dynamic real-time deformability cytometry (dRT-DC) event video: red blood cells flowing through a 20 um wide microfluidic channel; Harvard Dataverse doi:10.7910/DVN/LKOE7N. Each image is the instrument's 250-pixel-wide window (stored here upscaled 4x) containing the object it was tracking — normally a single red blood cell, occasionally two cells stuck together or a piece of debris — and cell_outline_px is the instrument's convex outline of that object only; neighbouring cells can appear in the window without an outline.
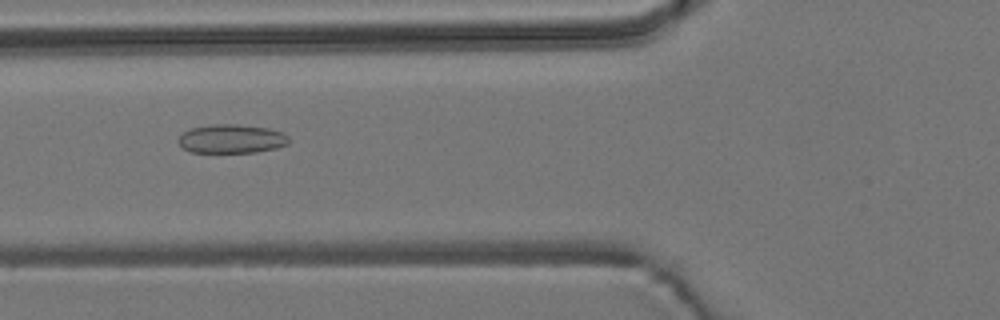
{"species": "common noctule bat (a hibernating species)", "species_latin": "Nyctalus noctula", "temperature_condition": "room temperature", "stored_images_in_passage": 33, "camera_frame_rate_fps": 3000, "um_per_image_px": 0.085, "animal": {"sex": "male", "body_mass_g": 19.2, "forearm_length_mm": 51.8}, "frame": {"image": 1, "passage_image": 7, "time_ms": 2.0, "image_size_px": [1000, 320], "cell_outline_px": [[288, 144], [276, 148], [256, 152], [188, 152], [176, 140], [184, 132], [192, 128], [212, 124], [236, 124], [268, 128], [284, 132], [288, 136]], "centroid_in_image_um": [19.69, 11.8], "position_along_channel_um": 106.1, "area_um2": 18.55}}
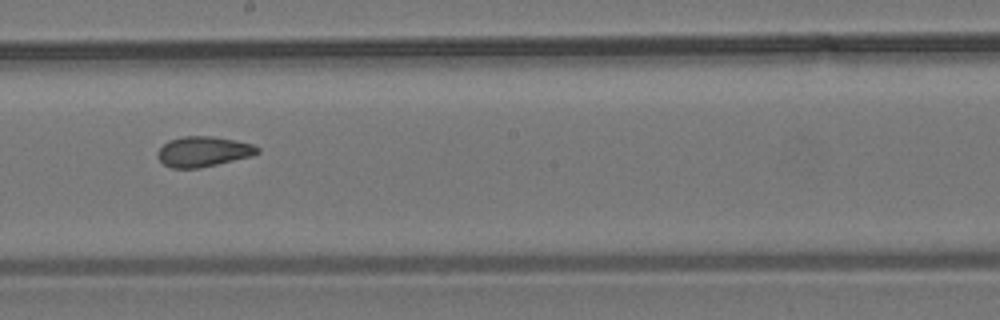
{"frame": {"image": 2, "passage_image": 17, "time_ms": 5.333, "image_size_px": [1000, 320], "cell_outline_px": [[260, 152], [252, 156], [200, 168], [172, 168], [164, 164], [160, 160], [156, 152], [168, 140], [184, 136], [212, 136], [252, 144], [260, 148]], "centroid_in_image_um": [17.28, 12.88], "position_along_channel_um": 230.9, "area_um2": 17.51}}
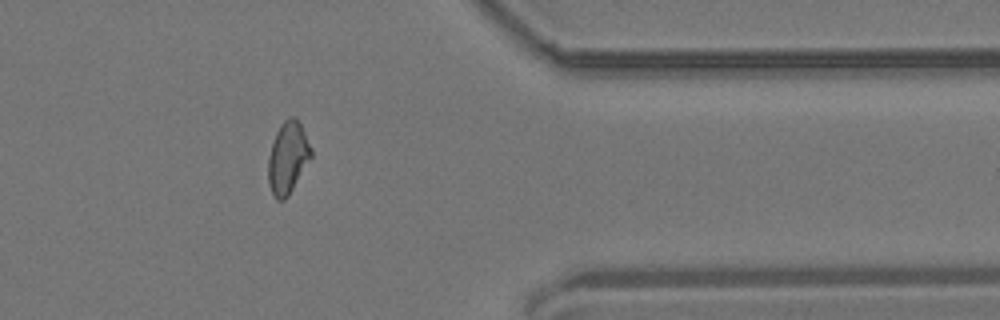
{"frame": {"image": 3, "passage_image": 31, "time_ms": 10.0, "image_size_px": [1000, 320], "cell_outline_px": [[312, 156], [288, 196], [284, 200], [276, 200], [268, 184], [268, 156], [276, 132], [280, 124], [288, 116], [296, 116], [312, 148]], "centroid_in_image_um": [24.46, 13.39], "position_along_channel_um": 386.9, "area_um2": 17.98}, "authors_computed_cell_mechanics": {"area_um2": 17.7446, "velocity_mm_per_s": 3.7361, "shape_relaxation_time_tau1_ms": null, "shape_relaxation_time_tau2_ms": 1.5123, "deformation_change_tau1": null, "deformation_change_tau2": 0.0686}}